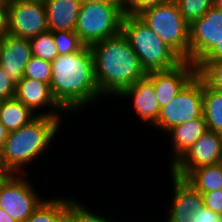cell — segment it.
Wrapping results in <instances>:
<instances>
[{"mask_svg": "<svg viewBox=\"0 0 222 222\" xmlns=\"http://www.w3.org/2000/svg\"><path fill=\"white\" fill-rule=\"evenodd\" d=\"M48 31H75L82 3L80 0H46Z\"/></svg>", "mask_w": 222, "mask_h": 222, "instance_id": "ac0fdd59", "label": "cell"}, {"mask_svg": "<svg viewBox=\"0 0 222 222\" xmlns=\"http://www.w3.org/2000/svg\"><path fill=\"white\" fill-rule=\"evenodd\" d=\"M9 131L5 128V126L0 122V154L3 149V145L5 140L7 139Z\"/></svg>", "mask_w": 222, "mask_h": 222, "instance_id": "e575fe53", "label": "cell"}, {"mask_svg": "<svg viewBox=\"0 0 222 222\" xmlns=\"http://www.w3.org/2000/svg\"><path fill=\"white\" fill-rule=\"evenodd\" d=\"M222 135L208 130L169 168V173L185 178L193 169L219 164Z\"/></svg>", "mask_w": 222, "mask_h": 222, "instance_id": "30bf717a", "label": "cell"}, {"mask_svg": "<svg viewBox=\"0 0 222 222\" xmlns=\"http://www.w3.org/2000/svg\"><path fill=\"white\" fill-rule=\"evenodd\" d=\"M200 193L203 195L205 207L222 215V189Z\"/></svg>", "mask_w": 222, "mask_h": 222, "instance_id": "4dcf8cb0", "label": "cell"}, {"mask_svg": "<svg viewBox=\"0 0 222 222\" xmlns=\"http://www.w3.org/2000/svg\"><path fill=\"white\" fill-rule=\"evenodd\" d=\"M22 1H27V2H37V3H43L46 1V0H22Z\"/></svg>", "mask_w": 222, "mask_h": 222, "instance_id": "ab89813d", "label": "cell"}, {"mask_svg": "<svg viewBox=\"0 0 222 222\" xmlns=\"http://www.w3.org/2000/svg\"><path fill=\"white\" fill-rule=\"evenodd\" d=\"M222 38V9L211 6L189 24L190 63L197 65Z\"/></svg>", "mask_w": 222, "mask_h": 222, "instance_id": "8fae6325", "label": "cell"}, {"mask_svg": "<svg viewBox=\"0 0 222 222\" xmlns=\"http://www.w3.org/2000/svg\"><path fill=\"white\" fill-rule=\"evenodd\" d=\"M37 116L15 97L0 101V122L11 132L29 124Z\"/></svg>", "mask_w": 222, "mask_h": 222, "instance_id": "d6986e66", "label": "cell"}, {"mask_svg": "<svg viewBox=\"0 0 222 222\" xmlns=\"http://www.w3.org/2000/svg\"><path fill=\"white\" fill-rule=\"evenodd\" d=\"M122 33L128 39L146 73L171 70L184 60L137 15H125Z\"/></svg>", "mask_w": 222, "mask_h": 222, "instance_id": "277c9868", "label": "cell"}, {"mask_svg": "<svg viewBox=\"0 0 222 222\" xmlns=\"http://www.w3.org/2000/svg\"><path fill=\"white\" fill-rule=\"evenodd\" d=\"M75 197H68V211H67V219L66 222H114L110 217L104 215V213L100 214L98 211L95 212L92 209H88L83 205L84 203L80 202V200ZM103 215V216H102Z\"/></svg>", "mask_w": 222, "mask_h": 222, "instance_id": "603a6c76", "label": "cell"}, {"mask_svg": "<svg viewBox=\"0 0 222 222\" xmlns=\"http://www.w3.org/2000/svg\"><path fill=\"white\" fill-rule=\"evenodd\" d=\"M68 196L45 198L25 222H66Z\"/></svg>", "mask_w": 222, "mask_h": 222, "instance_id": "ffe728a7", "label": "cell"}, {"mask_svg": "<svg viewBox=\"0 0 222 222\" xmlns=\"http://www.w3.org/2000/svg\"><path fill=\"white\" fill-rule=\"evenodd\" d=\"M203 116L207 129L222 135V92L209 87L204 80Z\"/></svg>", "mask_w": 222, "mask_h": 222, "instance_id": "44dd1931", "label": "cell"}, {"mask_svg": "<svg viewBox=\"0 0 222 222\" xmlns=\"http://www.w3.org/2000/svg\"><path fill=\"white\" fill-rule=\"evenodd\" d=\"M51 68L52 94L67 115L77 114L81 109L105 99L96 83L90 46L85 45L78 52L59 55L51 63Z\"/></svg>", "mask_w": 222, "mask_h": 222, "instance_id": "6da1fadb", "label": "cell"}, {"mask_svg": "<svg viewBox=\"0 0 222 222\" xmlns=\"http://www.w3.org/2000/svg\"><path fill=\"white\" fill-rule=\"evenodd\" d=\"M15 98L36 116L61 118L67 113L55 100L50 84L42 81L23 77L16 85Z\"/></svg>", "mask_w": 222, "mask_h": 222, "instance_id": "7c38bea8", "label": "cell"}, {"mask_svg": "<svg viewBox=\"0 0 222 222\" xmlns=\"http://www.w3.org/2000/svg\"><path fill=\"white\" fill-rule=\"evenodd\" d=\"M8 0H0V4H7Z\"/></svg>", "mask_w": 222, "mask_h": 222, "instance_id": "60d3db41", "label": "cell"}, {"mask_svg": "<svg viewBox=\"0 0 222 222\" xmlns=\"http://www.w3.org/2000/svg\"><path fill=\"white\" fill-rule=\"evenodd\" d=\"M29 40L32 56L51 63L59 56L52 31H46Z\"/></svg>", "mask_w": 222, "mask_h": 222, "instance_id": "cb8c5ba5", "label": "cell"}, {"mask_svg": "<svg viewBox=\"0 0 222 222\" xmlns=\"http://www.w3.org/2000/svg\"><path fill=\"white\" fill-rule=\"evenodd\" d=\"M188 24L200 19L213 6V0H174Z\"/></svg>", "mask_w": 222, "mask_h": 222, "instance_id": "484cf974", "label": "cell"}, {"mask_svg": "<svg viewBox=\"0 0 222 222\" xmlns=\"http://www.w3.org/2000/svg\"><path fill=\"white\" fill-rule=\"evenodd\" d=\"M207 131L206 121L202 115L194 120L184 122L180 125L172 128L166 136L169 134V145H171V151L169 153L172 157L169 163V167L173 165L185 152L190 148L195 141Z\"/></svg>", "mask_w": 222, "mask_h": 222, "instance_id": "e0dca14e", "label": "cell"}, {"mask_svg": "<svg viewBox=\"0 0 222 222\" xmlns=\"http://www.w3.org/2000/svg\"><path fill=\"white\" fill-rule=\"evenodd\" d=\"M7 20V33L16 37L31 39L48 31L43 3L8 0Z\"/></svg>", "mask_w": 222, "mask_h": 222, "instance_id": "9c48e42d", "label": "cell"}, {"mask_svg": "<svg viewBox=\"0 0 222 222\" xmlns=\"http://www.w3.org/2000/svg\"><path fill=\"white\" fill-rule=\"evenodd\" d=\"M173 0H125L123 2L125 15H138L145 9L163 5Z\"/></svg>", "mask_w": 222, "mask_h": 222, "instance_id": "f1b7e54d", "label": "cell"}, {"mask_svg": "<svg viewBox=\"0 0 222 222\" xmlns=\"http://www.w3.org/2000/svg\"><path fill=\"white\" fill-rule=\"evenodd\" d=\"M137 16L184 61L190 62L189 24L174 0L145 9Z\"/></svg>", "mask_w": 222, "mask_h": 222, "instance_id": "8992f818", "label": "cell"}, {"mask_svg": "<svg viewBox=\"0 0 222 222\" xmlns=\"http://www.w3.org/2000/svg\"><path fill=\"white\" fill-rule=\"evenodd\" d=\"M219 165H220V166H221V168H222V152H221V156H220Z\"/></svg>", "mask_w": 222, "mask_h": 222, "instance_id": "b9f144b4", "label": "cell"}, {"mask_svg": "<svg viewBox=\"0 0 222 222\" xmlns=\"http://www.w3.org/2000/svg\"><path fill=\"white\" fill-rule=\"evenodd\" d=\"M23 77L50 84L52 78L51 62L32 56L25 67Z\"/></svg>", "mask_w": 222, "mask_h": 222, "instance_id": "83f0119b", "label": "cell"}, {"mask_svg": "<svg viewBox=\"0 0 222 222\" xmlns=\"http://www.w3.org/2000/svg\"><path fill=\"white\" fill-rule=\"evenodd\" d=\"M222 59V38L217 45L201 60L213 61Z\"/></svg>", "mask_w": 222, "mask_h": 222, "instance_id": "d6a6232c", "label": "cell"}, {"mask_svg": "<svg viewBox=\"0 0 222 222\" xmlns=\"http://www.w3.org/2000/svg\"><path fill=\"white\" fill-rule=\"evenodd\" d=\"M3 35H0V46H1V43H2V40H3Z\"/></svg>", "mask_w": 222, "mask_h": 222, "instance_id": "7bdbcfd3", "label": "cell"}, {"mask_svg": "<svg viewBox=\"0 0 222 222\" xmlns=\"http://www.w3.org/2000/svg\"><path fill=\"white\" fill-rule=\"evenodd\" d=\"M95 79L99 93L116 98L124 89L147 76L128 39L119 35L93 43Z\"/></svg>", "mask_w": 222, "mask_h": 222, "instance_id": "7a4b0ae2", "label": "cell"}, {"mask_svg": "<svg viewBox=\"0 0 222 222\" xmlns=\"http://www.w3.org/2000/svg\"><path fill=\"white\" fill-rule=\"evenodd\" d=\"M213 5L222 9V0H213Z\"/></svg>", "mask_w": 222, "mask_h": 222, "instance_id": "f35d334b", "label": "cell"}, {"mask_svg": "<svg viewBox=\"0 0 222 222\" xmlns=\"http://www.w3.org/2000/svg\"><path fill=\"white\" fill-rule=\"evenodd\" d=\"M32 57L29 39L6 34L0 46V66L14 85L23 78L24 70Z\"/></svg>", "mask_w": 222, "mask_h": 222, "instance_id": "9a60e30c", "label": "cell"}, {"mask_svg": "<svg viewBox=\"0 0 222 222\" xmlns=\"http://www.w3.org/2000/svg\"><path fill=\"white\" fill-rule=\"evenodd\" d=\"M61 121L62 118L37 116L29 124L9 132L0 154V162L12 174L29 175V164L36 165L34 160H40V157L43 160V153H48L46 150L55 143V137L58 138L62 127L60 125H63Z\"/></svg>", "mask_w": 222, "mask_h": 222, "instance_id": "3957f363", "label": "cell"}, {"mask_svg": "<svg viewBox=\"0 0 222 222\" xmlns=\"http://www.w3.org/2000/svg\"><path fill=\"white\" fill-rule=\"evenodd\" d=\"M124 16L122 1L82 4L75 33L85 45L91 46L119 35L122 32Z\"/></svg>", "mask_w": 222, "mask_h": 222, "instance_id": "5b68a950", "label": "cell"}, {"mask_svg": "<svg viewBox=\"0 0 222 222\" xmlns=\"http://www.w3.org/2000/svg\"><path fill=\"white\" fill-rule=\"evenodd\" d=\"M196 74V65L183 61L171 70L152 71L147 73L146 77L153 83L161 108L168 104Z\"/></svg>", "mask_w": 222, "mask_h": 222, "instance_id": "4fadbf2b", "label": "cell"}, {"mask_svg": "<svg viewBox=\"0 0 222 222\" xmlns=\"http://www.w3.org/2000/svg\"><path fill=\"white\" fill-rule=\"evenodd\" d=\"M12 173L0 162V187Z\"/></svg>", "mask_w": 222, "mask_h": 222, "instance_id": "d590c367", "label": "cell"}, {"mask_svg": "<svg viewBox=\"0 0 222 222\" xmlns=\"http://www.w3.org/2000/svg\"><path fill=\"white\" fill-rule=\"evenodd\" d=\"M172 185L169 213L165 220H189L199 207H203V195L196 190L186 179L170 174ZM168 216V217H167Z\"/></svg>", "mask_w": 222, "mask_h": 222, "instance_id": "2e32d148", "label": "cell"}, {"mask_svg": "<svg viewBox=\"0 0 222 222\" xmlns=\"http://www.w3.org/2000/svg\"><path fill=\"white\" fill-rule=\"evenodd\" d=\"M16 85L0 66V101L9 100L15 97Z\"/></svg>", "mask_w": 222, "mask_h": 222, "instance_id": "1f68e13d", "label": "cell"}, {"mask_svg": "<svg viewBox=\"0 0 222 222\" xmlns=\"http://www.w3.org/2000/svg\"><path fill=\"white\" fill-rule=\"evenodd\" d=\"M52 34L59 55L78 52L85 46L75 31H54Z\"/></svg>", "mask_w": 222, "mask_h": 222, "instance_id": "4316f807", "label": "cell"}, {"mask_svg": "<svg viewBox=\"0 0 222 222\" xmlns=\"http://www.w3.org/2000/svg\"><path fill=\"white\" fill-rule=\"evenodd\" d=\"M0 222H16V221L0 207Z\"/></svg>", "mask_w": 222, "mask_h": 222, "instance_id": "8d00e7d4", "label": "cell"}, {"mask_svg": "<svg viewBox=\"0 0 222 222\" xmlns=\"http://www.w3.org/2000/svg\"><path fill=\"white\" fill-rule=\"evenodd\" d=\"M106 1H121V0H80L82 4L85 3H98V2H106Z\"/></svg>", "mask_w": 222, "mask_h": 222, "instance_id": "74e56055", "label": "cell"}, {"mask_svg": "<svg viewBox=\"0 0 222 222\" xmlns=\"http://www.w3.org/2000/svg\"><path fill=\"white\" fill-rule=\"evenodd\" d=\"M166 222H222V215L213 212L205 206L199 207L189 220H164Z\"/></svg>", "mask_w": 222, "mask_h": 222, "instance_id": "f546056e", "label": "cell"}, {"mask_svg": "<svg viewBox=\"0 0 222 222\" xmlns=\"http://www.w3.org/2000/svg\"><path fill=\"white\" fill-rule=\"evenodd\" d=\"M27 174H11L0 187V207L16 222H25L45 199ZM30 181V182H29Z\"/></svg>", "mask_w": 222, "mask_h": 222, "instance_id": "ba28073f", "label": "cell"}, {"mask_svg": "<svg viewBox=\"0 0 222 222\" xmlns=\"http://www.w3.org/2000/svg\"><path fill=\"white\" fill-rule=\"evenodd\" d=\"M203 115V79L196 74L184 88L165 106L152 128L165 135L177 125Z\"/></svg>", "mask_w": 222, "mask_h": 222, "instance_id": "52a82bcc", "label": "cell"}, {"mask_svg": "<svg viewBox=\"0 0 222 222\" xmlns=\"http://www.w3.org/2000/svg\"><path fill=\"white\" fill-rule=\"evenodd\" d=\"M7 4H0V35L7 34Z\"/></svg>", "mask_w": 222, "mask_h": 222, "instance_id": "836d02e7", "label": "cell"}, {"mask_svg": "<svg viewBox=\"0 0 222 222\" xmlns=\"http://www.w3.org/2000/svg\"><path fill=\"white\" fill-rule=\"evenodd\" d=\"M184 179L199 192L222 189V168L219 164L193 169Z\"/></svg>", "mask_w": 222, "mask_h": 222, "instance_id": "7402d4cb", "label": "cell"}, {"mask_svg": "<svg viewBox=\"0 0 222 222\" xmlns=\"http://www.w3.org/2000/svg\"><path fill=\"white\" fill-rule=\"evenodd\" d=\"M196 69L197 74L209 87L222 92V59L200 61Z\"/></svg>", "mask_w": 222, "mask_h": 222, "instance_id": "d4e9b609", "label": "cell"}, {"mask_svg": "<svg viewBox=\"0 0 222 222\" xmlns=\"http://www.w3.org/2000/svg\"><path fill=\"white\" fill-rule=\"evenodd\" d=\"M118 100H131L132 111H135L137 119L152 127L160 114V106L157 102L153 83L147 78H143L130 87L124 89L118 96ZM133 101V102H132Z\"/></svg>", "mask_w": 222, "mask_h": 222, "instance_id": "5bb4252c", "label": "cell"}]
</instances>
